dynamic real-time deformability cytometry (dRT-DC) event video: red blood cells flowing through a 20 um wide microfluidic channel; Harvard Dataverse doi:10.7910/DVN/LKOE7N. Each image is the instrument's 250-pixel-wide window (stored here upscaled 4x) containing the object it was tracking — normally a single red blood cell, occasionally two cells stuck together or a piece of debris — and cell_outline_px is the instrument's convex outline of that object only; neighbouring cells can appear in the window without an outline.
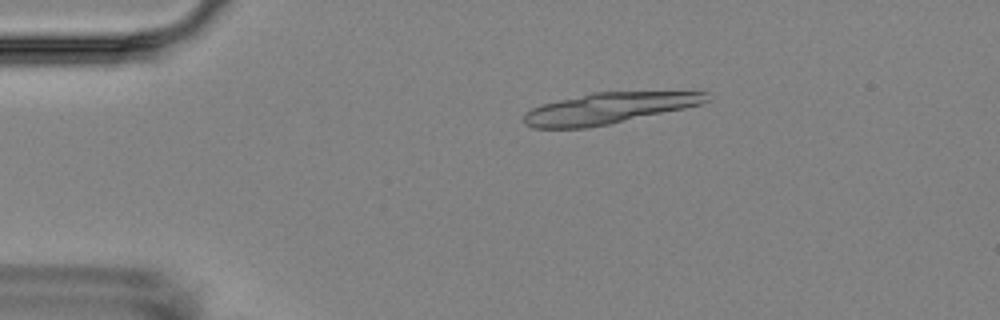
{"species": "Egyptian fruit bat (a non-hibernating species)", "species_latin": "Rousettus aegyptiacus", "temperature_condition": "room temperature", "stored_images_in_passage": 6, "camera_frame_rate_fps": 3000, "um_per_image_px": 0.085, "animal": {"sex": "female"}, "frame": {"image": 1, "passage_image": 3, "time_ms": 3.333, "image_size_px": [1000, 320], "cell_outline_px": [[708, 100], [700, 104], [684, 108], [608, 124], [588, 128], [532, 128], [524, 124], [524, 112], [540, 104], [592, 92], [708, 92]], "centroid_in_image_um": [51.64, 9.21], "position_along_channel_um": 33.4, "area_um2": 32.71}}